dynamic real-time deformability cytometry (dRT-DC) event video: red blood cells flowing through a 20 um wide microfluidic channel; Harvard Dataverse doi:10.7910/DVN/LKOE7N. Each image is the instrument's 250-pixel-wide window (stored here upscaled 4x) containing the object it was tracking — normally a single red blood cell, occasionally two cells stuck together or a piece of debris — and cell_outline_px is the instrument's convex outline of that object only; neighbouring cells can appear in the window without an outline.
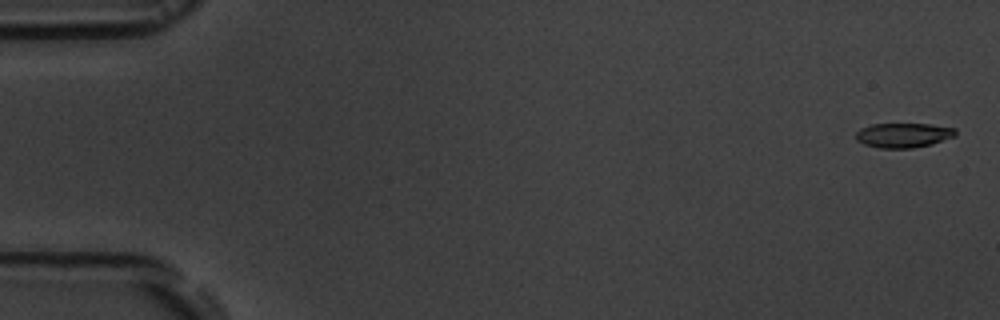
{"species": "common noctule bat (a hibernating species)", "species_latin": "Nyctalus noctula", "temperature_condition": "room temperature", "stored_images_in_passage": 11, "camera_frame_rate_fps": 3000, "um_per_image_px": 0.085, "animal": {"sex": "male", "body_mass_g": 19.5, "forearm_length_mm": 54.6}, "frame": {"image": 1, "passage_image": 1, "time_ms": 0.0, "image_size_px": [1000, 320], "cell_outline_px": [[956, 136], [932, 144], [912, 148], [880, 148], [864, 144], [856, 140], [856, 132], [860, 128], [872, 124], [928, 124], [956, 128]], "centroid_in_image_um": [76.79, 11.49], "position_along_channel_um": 8.2, "area_um2": 14.33}}
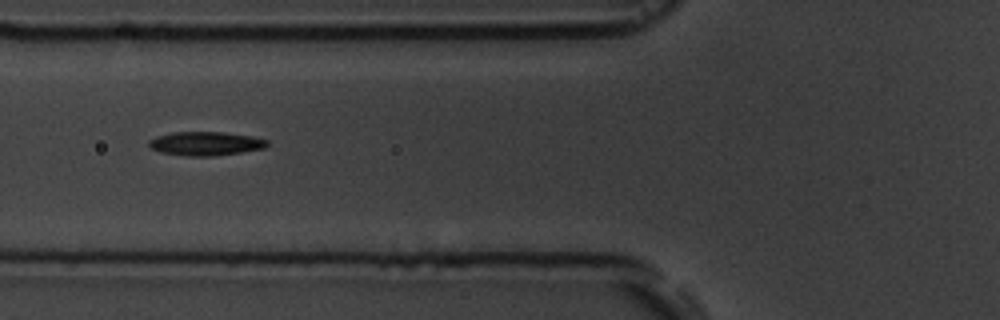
{"frame": {"image": 2, "passage_image": 7, "time_ms": 6.667, "image_size_px": [1000, 320], "cell_outline_px": [[268, 144], [264, 148], [240, 152], [212, 156], [184, 156], [160, 152], [152, 148], [148, 144], [148, 140], [156, 136], [172, 132], [220, 132], [252, 136], [268, 140]], "centroid_in_image_um": [17.44, 12.2], "position_along_channel_um": 108.4, "area_um2": 16.36}}
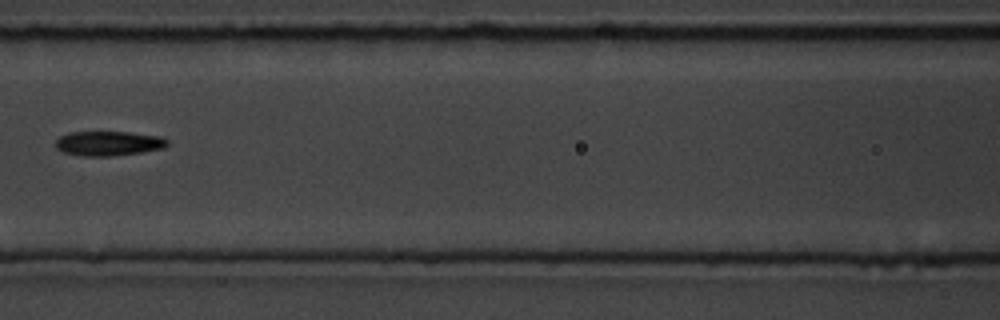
{"frame": {"image": 3, "passage_image": 8, "time_ms": 8.0, "image_size_px": [1000, 320], "cell_outline_px": [[168, 144], [164, 148], [140, 152], [112, 156], [84, 156], [64, 152], [56, 148], [56, 140], [60, 136], [72, 132], [128, 132], [160, 136], [168, 140]], "centroid_in_image_um": [9.23, 12.18], "position_along_channel_um": 157.4, "area_um2": 15.9}}